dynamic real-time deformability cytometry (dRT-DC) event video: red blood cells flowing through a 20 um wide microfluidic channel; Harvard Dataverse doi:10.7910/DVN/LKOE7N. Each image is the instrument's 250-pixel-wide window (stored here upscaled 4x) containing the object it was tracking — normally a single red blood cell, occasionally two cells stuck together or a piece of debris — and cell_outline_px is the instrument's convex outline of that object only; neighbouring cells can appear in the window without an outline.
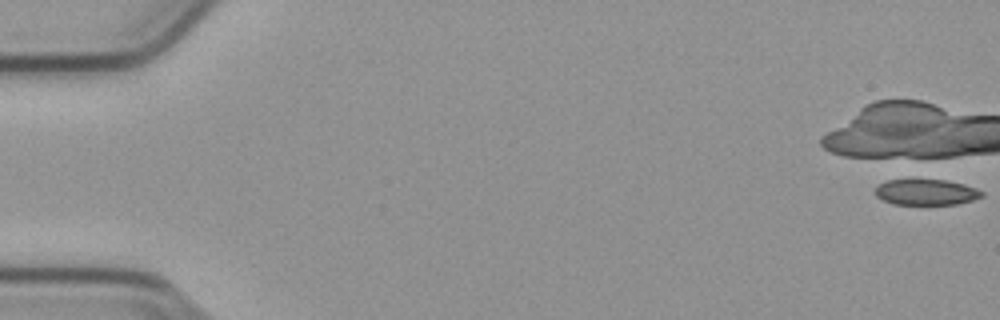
{"species": "common noctule bat (a hibernating species)", "species_latin": "Nyctalus noctula", "temperature_condition": "cold", "stored_images_in_passage": 1, "camera_frame_rate_fps": 3000, "um_per_image_px": 0.085, "animal": {"sex": "male", "body_mass_g": 23.1, "forearm_length_mm": 52.7}, "frame": {"image": 1, "passage_image": 1, "time_ms": 0.0, "image_size_px": [1000, 320], "cell_outline_px": [[984, 196], [972, 200], [956, 204], [892, 204], [876, 196], [876, 188], [880, 184], [888, 180], [944, 180], [964, 184], [976, 188], [984, 192]], "centroid_in_image_um": [78.76, 16.34], "position_along_channel_um": 6.2, "area_um2": 15.84}}